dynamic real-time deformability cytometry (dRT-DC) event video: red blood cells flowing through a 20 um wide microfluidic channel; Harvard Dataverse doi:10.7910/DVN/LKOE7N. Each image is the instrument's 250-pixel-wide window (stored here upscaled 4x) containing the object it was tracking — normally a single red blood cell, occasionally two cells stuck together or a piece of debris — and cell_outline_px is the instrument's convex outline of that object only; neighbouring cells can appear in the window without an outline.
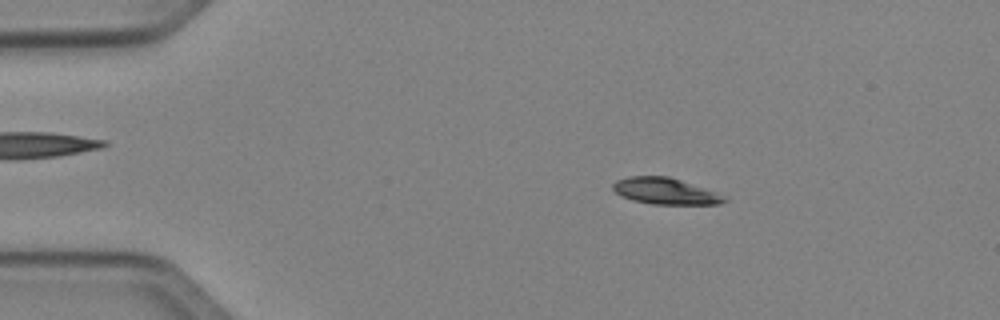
{"species": "Egyptian fruit bat (a non-hibernating species)", "species_latin": "Rousettus aegyptiacus", "temperature_condition": "cold", "stored_images_in_passage": 45, "camera_frame_rate_fps": 3000, "um_per_image_px": 0.085, "animal": {"sex": "female"}, "frame": {"image": 1, "passage_image": 4, "time_ms": 1.0, "image_size_px": [1000, 320], "cell_outline_px": [[728, 200], [720, 204], [652, 204], [632, 200], [620, 196], [612, 188], [612, 184], [616, 180], [628, 176], [668, 176], [680, 180], [712, 192]], "centroid_in_image_um": [56.42, 16.24], "position_along_channel_um": 28.6, "area_um2": 16.7}}
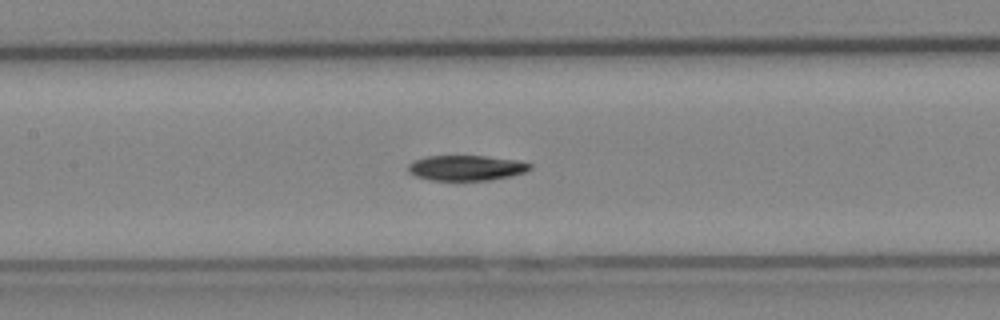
{"frame": {"image": 2, "passage_image": 19, "time_ms": 6.0, "image_size_px": [1000, 320], "cell_outline_px": [[532, 168], [524, 172], [512, 176], [488, 180], [432, 180], [416, 176], [408, 172], [408, 164], [412, 160], [428, 156], [484, 156], [520, 160], [532, 164]], "centroid_in_image_um": [39.64, 14.26], "position_along_channel_um": 167.8, "area_um2": 18.03}}
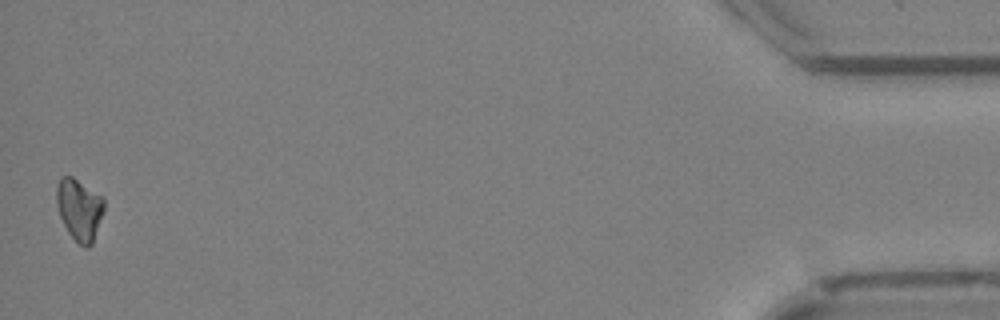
{"frame": {"image": 3, "passage_image": 45, "time_ms": 14.667, "image_size_px": [1000, 320], "cell_outline_px": [[104, 212], [92, 244], [88, 248], [84, 248], [68, 232], [60, 216], [56, 204], [56, 188], [60, 176], [72, 176], [104, 196]], "centroid_in_image_um": [6.76, 17.78], "position_along_channel_um": 428.4, "area_um2": 17.28}, "authors_computed_cell_mechanics": {"area_um2": 17.918, "velocity_mm_per_s": 4.0441, "shape_relaxation_time_tau1_ms": 3.5224, "shape_relaxation_time_tau2_ms": null, "deformation_change_tau1": 0.1036, "deformation_change_tau2": null}}